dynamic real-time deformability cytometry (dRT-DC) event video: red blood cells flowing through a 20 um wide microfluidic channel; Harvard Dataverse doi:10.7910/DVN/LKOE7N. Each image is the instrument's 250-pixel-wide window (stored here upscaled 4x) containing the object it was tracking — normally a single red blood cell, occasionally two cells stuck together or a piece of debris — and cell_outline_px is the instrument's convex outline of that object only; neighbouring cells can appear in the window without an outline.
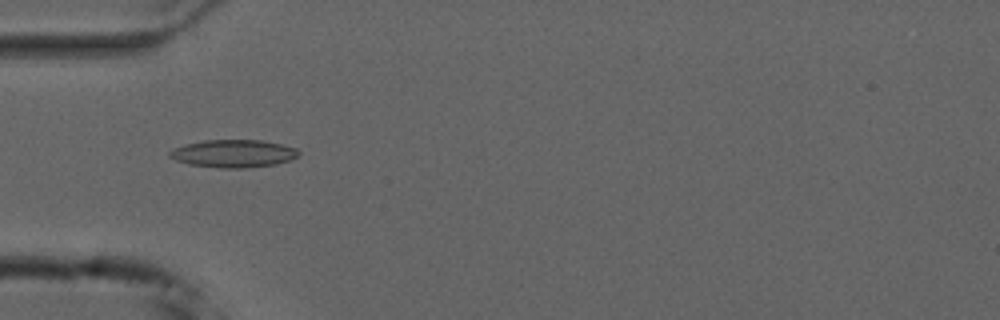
{"species": "common noctule bat (a hibernating species)", "species_latin": "Nyctalus noctula", "temperature_condition": "cold", "stored_images_in_passage": 39, "camera_frame_rate_fps": 3000, "um_per_image_px": 0.085, "animal": {"sex": "male", "forearm_length_mm": 52.5}, "frame": {"image": 1, "passage_image": 2, "time_ms": 0.333, "image_size_px": [1000, 320], "cell_outline_px": [[300, 152], [292, 160], [276, 164], [244, 168], [220, 168], [188, 164], [176, 160], [168, 156], [168, 152], [176, 148], [188, 144], [204, 140], [260, 140], [280, 144], [296, 148]], "centroid_in_image_um": [19.85, 13.06], "position_along_channel_um": 65.1, "area_um2": 20.69}}
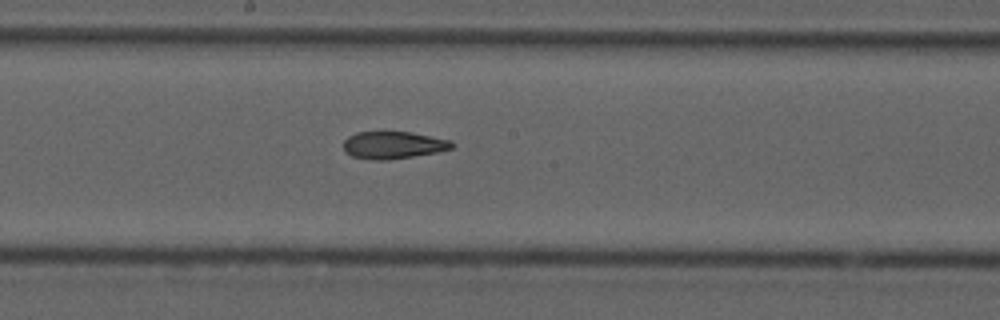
{"frame": {"image": 2, "passage_image": 14, "time_ms": 4.333, "image_size_px": [1000, 320], "cell_outline_px": [[456, 144], [452, 148], [440, 152], [388, 160], [372, 160], [352, 156], [344, 152], [344, 140], [348, 136], [356, 132], [412, 132], [452, 140]], "centroid_in_image_um": [33.46, 12.33], "position_along_channel_um": 214.7, "area_um2": 17.51}}
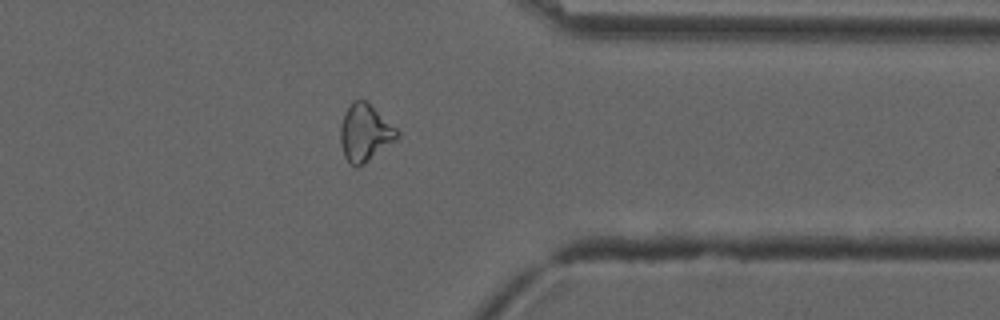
{"frame": {"image": 3, "passage_image": 28, "time_ms": 9.0, "image_size_px": [1000, 320], "cell_outline_px": [[400, 136], [364, 164], [356, 168], [344, 156], [340, 144], [340, 128], [344, 112], [352, 100], [364, 100], [396, 128], [400, 132]], "centroid_in_image_um": [30.99, 11.3], "position_along_channel_um": 380.4, "area_um2": 18.61}, "authors_computed_cell_mechanics": {"area_um2": 18.3226, "velocity_mm_per_s": 3.7517, "shape_relaxation_time_tau1_ms": null, "shape_relaxation_time_tau2_ms": 4.6444, "deformation_change_tau1": null, "deformation_change_tau2": 0.1262}}